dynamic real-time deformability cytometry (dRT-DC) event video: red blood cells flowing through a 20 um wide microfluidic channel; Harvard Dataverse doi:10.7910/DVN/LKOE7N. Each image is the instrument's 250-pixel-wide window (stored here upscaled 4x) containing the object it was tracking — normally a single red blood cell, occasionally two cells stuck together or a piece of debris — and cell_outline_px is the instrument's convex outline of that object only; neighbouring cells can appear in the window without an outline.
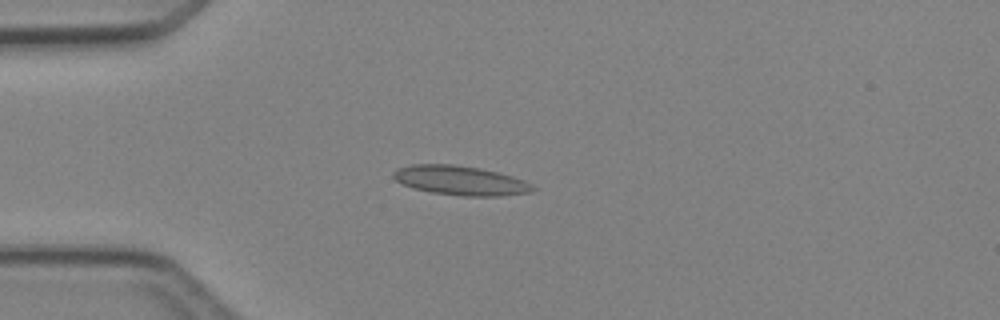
{"species": "Egyptian fruit bat (a non-hibernating species)", "species_latin": "Rousettus aegyptiacus", "temperature_condition": "cold", "stored_images_in_passage": 3, "camera_frame_rate_fps": 3000, "um_per_image_px": 0.085, "animal": {"sex": "female"}, "frame": {"image": 1, "passage_image": 3, "time_ms": 2.667, "image_size_px": [1000, 320], "cell_outline_px": [[536, 188], [532, 192], [500, 196], [460, 196], [432, 192], [416, 188], [404, 184], [396, 180], [392, 176], [392, 172], [400, 168], [412, 164], [452, 164], [480, 168], [512, 176], [524, 180], [532, 184]], "centroid_in_image_um": [39.17, 15.34], "position_along_channel_um": 45.8, "area_um2": 23.7}}